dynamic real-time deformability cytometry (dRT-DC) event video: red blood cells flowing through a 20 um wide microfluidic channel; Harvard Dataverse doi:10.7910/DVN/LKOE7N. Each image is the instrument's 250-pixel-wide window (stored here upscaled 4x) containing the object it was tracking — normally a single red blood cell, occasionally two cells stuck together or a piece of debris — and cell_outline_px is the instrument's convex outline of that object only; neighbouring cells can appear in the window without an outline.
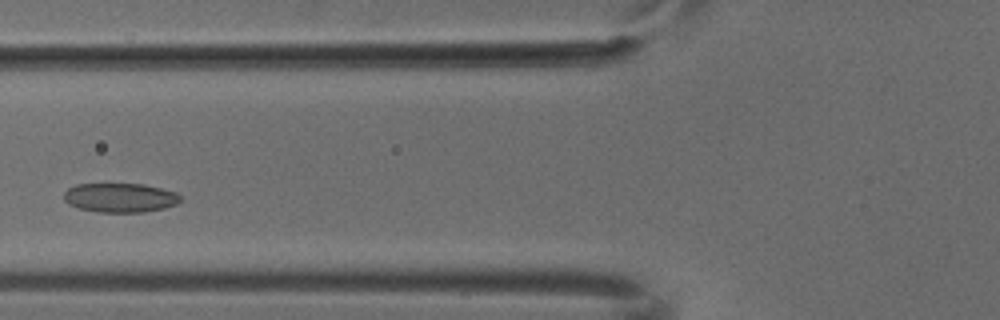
{"species": "common noctule bat (a hibernating species)", "species_latin": "Nyctalus noctula", "temperature_condition": "cold", "stored_images_in_passage": 6, "camera_frame_rate_fps": 3000, "um_per_image_px": 0.085, "animal": {"sex": "male", "body_mass_g": 18.8}, "frame": {"image": 1, "passage_image": 6, "time_ms": 1.667, "image_size_px": [1000, 320], "cell_outline_px": [[180, 200], [176, 204], [164, 208], [144, 212], [96, 212], [80, 208], [68, 204], [64, 200], [64, 192], [68, 188], [76, 184], [144, 184], [176, 192], [180, 196]], "centroid_in_image_um": [10.19, 16.8], "position_along_channel_um": 115.6, "area_um2": 19.83}}